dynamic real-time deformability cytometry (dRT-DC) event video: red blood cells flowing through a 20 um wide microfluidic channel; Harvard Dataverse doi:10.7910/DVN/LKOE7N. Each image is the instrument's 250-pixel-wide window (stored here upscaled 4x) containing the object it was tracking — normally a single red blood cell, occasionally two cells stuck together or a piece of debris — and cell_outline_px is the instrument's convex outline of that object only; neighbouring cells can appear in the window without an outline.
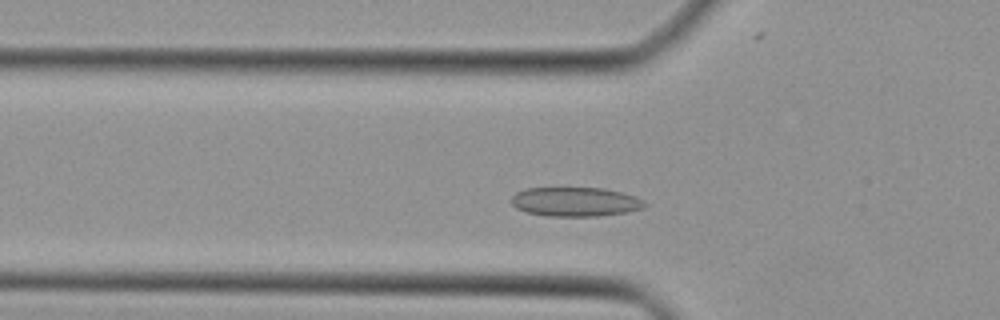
{"species": "Egyptian fruit bat (a non-hibernating species)", "species_latin": "Rousettus aegyptiacus", "temperature_condition": "cold", "stored_images_in_passage": 37, "camera_frame_rate_fps": 3000, "um_per_image_px": 0.085, "animal": {"sex": "female"}, "frame": {"image": 1, "passage_image": 7, "time_ms": 2.0, "image_size_px": [1000, 320], "cell_outline_px": [[648, 204], [644, 208], [628, 212], [596, 216], [548, 216], [528, 212], [516, 208], [512, 204], [512, 196], [516, 192], [528, 188], [604, 188], [636, 196], [644, 200]], "centroid_in_image_um": [48.95, 17.15], "position_along_channel_um": 76.9, "area_um2": 22.72}}
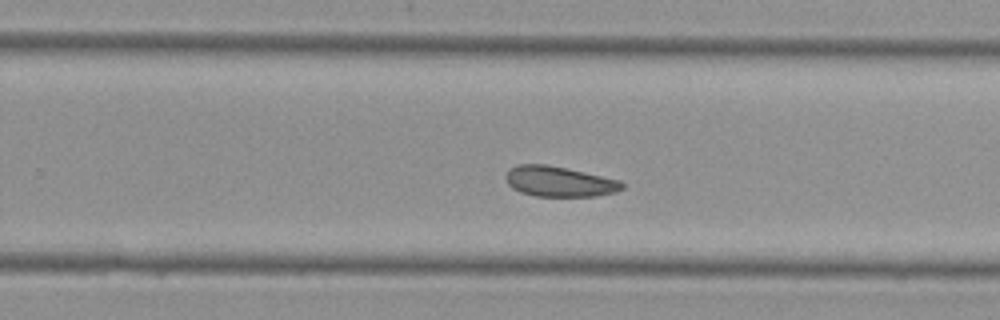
{"frame": {"image": 2, "passage_image": 21, "time_ms": 6.667, "image_size_px": [1000, 320], "cell_outline_px": [[624, 188], [616, 192], [596, 196], [536, 196], [520, 192], [512, 188], [508, 184], [504, 176], [516, 164], [544, 164], [564, 168], [620, 180], [624, 184]], "centroid_in_image_um": [47.53, 15.44], "position_along_channel_um": 282.3, "area_um2": 20.4}}
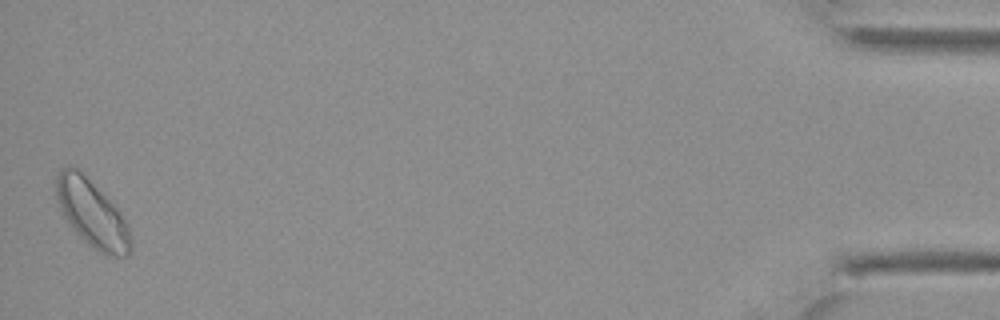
{"frame": {"image": 3, "passage_image": 37, "time_ms": 12.0, "image_size_px": [1000, 320], "cell_outline_px": [[132, 248], [128, 256], [104, 256], [88, 244], [76, 232], [60, 208], [56, 196], [56, 176], [60, 168], [68, 164], [76, 168], [124, 216], [128, 224], [132, 240]], "centroid_in_image_um": [7.84, 18.19], "position_along_channel_um": 427.4, "area_um2": 28.67}}